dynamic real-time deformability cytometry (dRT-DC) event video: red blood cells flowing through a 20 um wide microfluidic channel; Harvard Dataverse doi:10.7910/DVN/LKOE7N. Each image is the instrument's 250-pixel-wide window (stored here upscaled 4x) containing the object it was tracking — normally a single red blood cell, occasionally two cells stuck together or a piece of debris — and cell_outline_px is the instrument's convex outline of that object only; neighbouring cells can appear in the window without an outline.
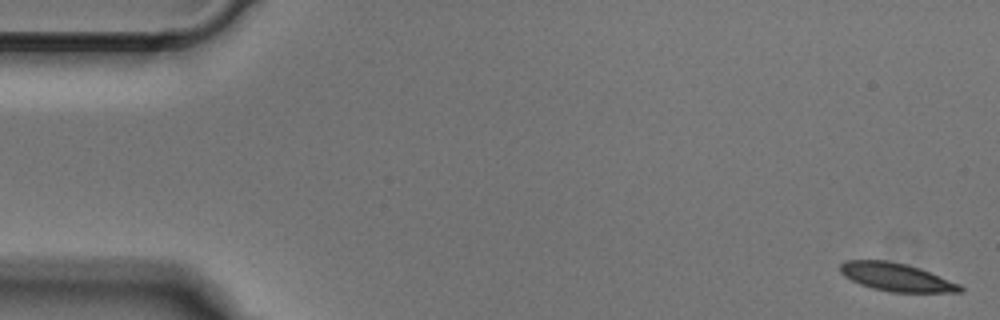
{"species": "Egyptian fruit bat (a non-hibernating species)", "species_latin": "Rousettus aegyptiacus", "temperature_condition": "cold", "stored_images_in_passage": 51, "camera_frame_rate_fps": 3000, "um_per_image_px": 0.085, "animal": {"sex": "male"}, "frame": {"image": 1, "passage_image": 1, "time_ms": 0.0, "image_size_px": [1000, 320], "cell_outline_px": [[964, 292], [892, 292], [872, 288], [860, 284], [844, 276], [840, 272], [840, 264], [844, 260], [884, 260], [904, 264], [920, 268], [960, 284], [964, 288]], "centroid_in_image_um": [76.19, 23.56], "position_along_channel_um": 8.8, "area_um2": 19.54}}
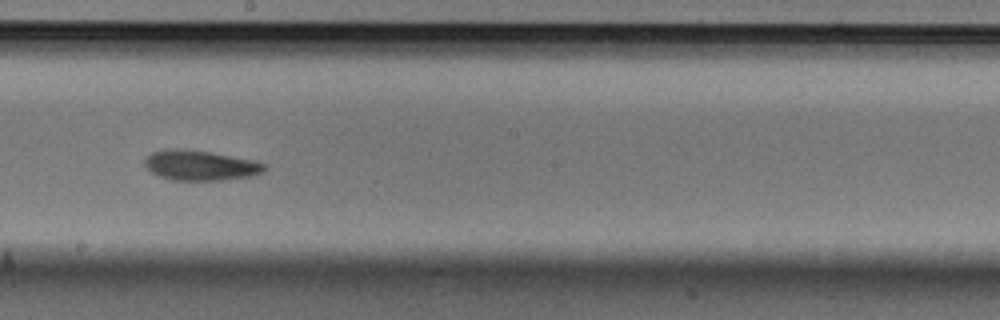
{"frame": {"image": 2, "passage_image": 28, "time_ms": 9.0, "image_size_px": [1000, 320], "cell_outline_px": [[268, 168], [264, 172], [252, 176], [228, 180], [172, 180], [160, 176], [152, 172], [144, 164], [144, 160], [152, 152], [164, 148], [176, 148], [212, 152], [256, 160], [264, 164]], "centroid_in_image_um": [17.07, 14.05], "position_along_channel_um": 231.1, "area_um2": 21.27}}
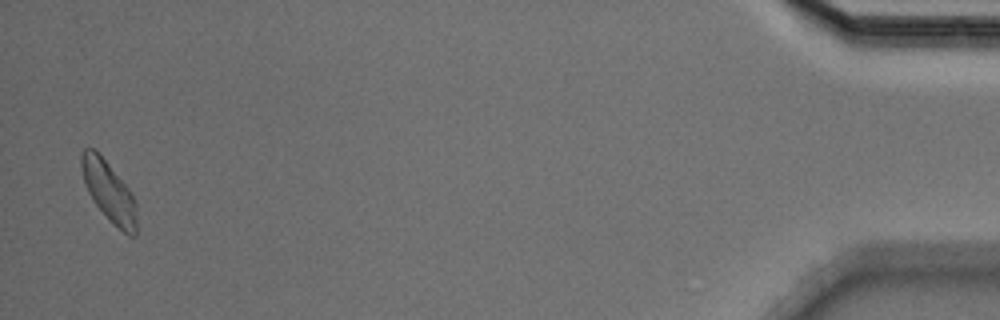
{"frame": {"image": 3, "passage_image": 50, "time_ms": 16.333, "image_size_px": [1000, 320], "cell_outline_px": [[136, 236], [128, 236], [112, 224], [92, 200], [84, 184], [80, 164], [80, 152], [84, 148], [92, 148], [108, 164], [132, 192], [136, 204]], "centroid_in_image_um": [9.25, 16.31], "position_along_channel_um": 426.0, "area_um2": 19.48}}